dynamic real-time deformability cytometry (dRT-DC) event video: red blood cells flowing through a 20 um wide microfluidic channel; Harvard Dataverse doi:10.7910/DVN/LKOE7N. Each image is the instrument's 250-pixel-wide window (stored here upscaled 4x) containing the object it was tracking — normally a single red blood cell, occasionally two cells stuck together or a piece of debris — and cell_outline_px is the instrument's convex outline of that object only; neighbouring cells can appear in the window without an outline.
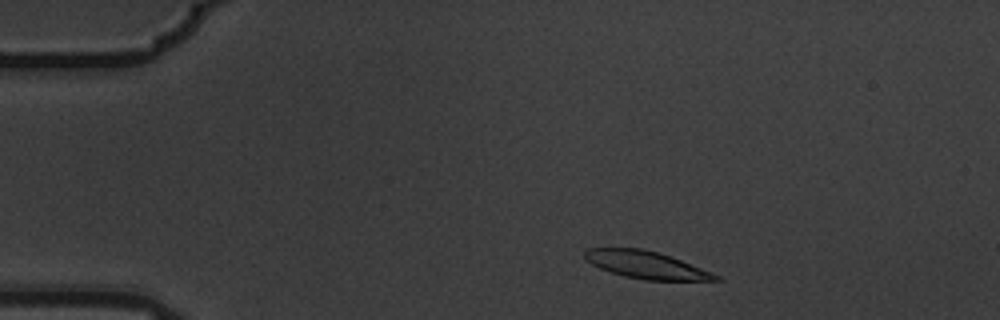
{"species": "common noctule bat (a hibernating species)", "species_latin": "Nyctalus noctula", "temperature_condition": "warm", "stored_images_in_passage": 5, "camera_frame_rate_fps": 3000, "um_per_image_px": 0.085, "animal": {"sex": "male", "body_mass_g": 19.5, "forearm_length_mm": 54.6}, "frame": {"image": 1, "passage_image": 2, "time_ms": 0.333, "image_size_px": [1000, 320], "cell_outline_px": [[724, 280], [644, 280], [624, 276], [600, 268], [584, 260], [584, 248], [640, 248], [656, 252], [680, 260], [712, 272], [720, 276]], "centroid_in_image_um": [54.88, 22.51], "position_along_channel_um": 30.1, "area_um2": 20.69}}
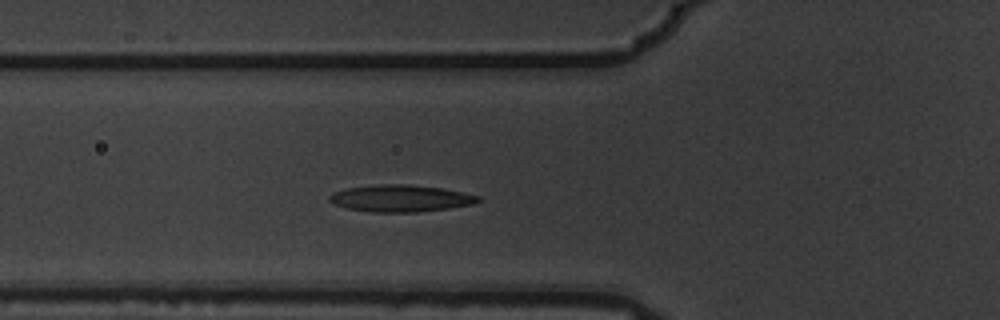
{"frame": {"image": 2, "passage_image": 5, "time_ms": 1.333, "image_size_px": [1000, 320], "cell_outline_px": [[484, 200], [472, 204], [448, 208], [416, 212], [372, 212], [348, 208], [336, 204], [328, 200], [328, 196], [332, 192], [348, 188], [380, 184], [408, 184], [440, 188], [480, 196]], "centroid_in_image_um": [34.05, 16.86], "position_along_channel_um": 91.7, "area_um2": 23.12}}